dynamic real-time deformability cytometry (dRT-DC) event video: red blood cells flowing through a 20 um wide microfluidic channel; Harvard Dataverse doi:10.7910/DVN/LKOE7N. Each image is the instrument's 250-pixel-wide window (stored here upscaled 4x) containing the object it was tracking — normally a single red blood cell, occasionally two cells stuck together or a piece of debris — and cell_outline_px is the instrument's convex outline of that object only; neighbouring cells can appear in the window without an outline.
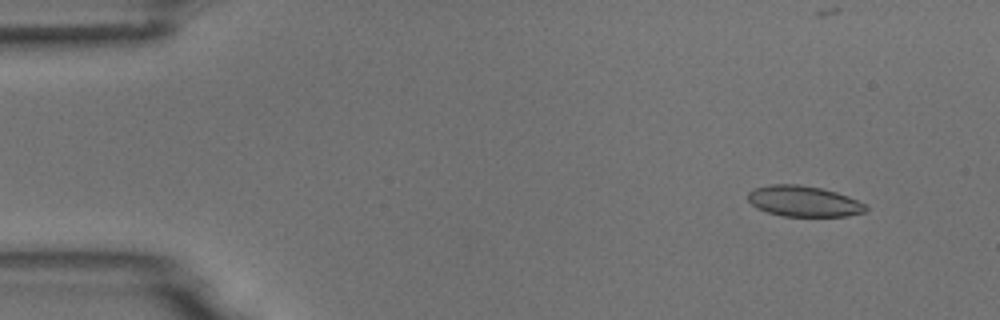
{"species": "common noctule bat (a hibernating species)", "species_latin": "Nyctalus noctula", "temperature_condition": "room temperature", "stored_images_in_passage": 54, "camera_frame_rate_fps": 3000, "um_per_image_px": 0.085, "animal": {"sex": "male", "body_mass_g": 18.8}, "frame": {"image": 1, "passage_image": 5, "time_ms": 1.333, "image_size_px": [1000, 320], "cell_outline_px": [[868, 208], [864, 212], [848, 216], [784, 216], [768, 212], [756, 208], [748, 200], [748, 192], [756, 188], [772, 184], [796, 184], [820, 188], [836, 192], [848, 196], [864, 204]], "centroid_in_image_um": [68.3, 17.11], "position_along_channel_um": 16.7, "area_um2": 20.92}}
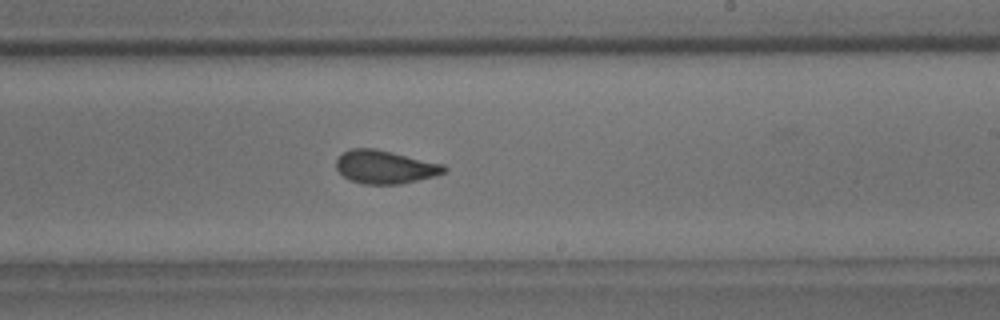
{"frame": {"image": 2, "passage_image": 32, "time_ms": 10.333, "image_size_px": [1000, 320], "cell_outline_px": [[448, 168], [444, 172], [436, 176], [400, 184], [364, 184], [348, 180], [336, 168], [336, 160], [344, 152], [352, 148], [376, 148], [444, 164]], "centroid_in_image_um": [32.74, 14.19], "position_along_channel_um": 256.3, "area_um2": 20.98}}
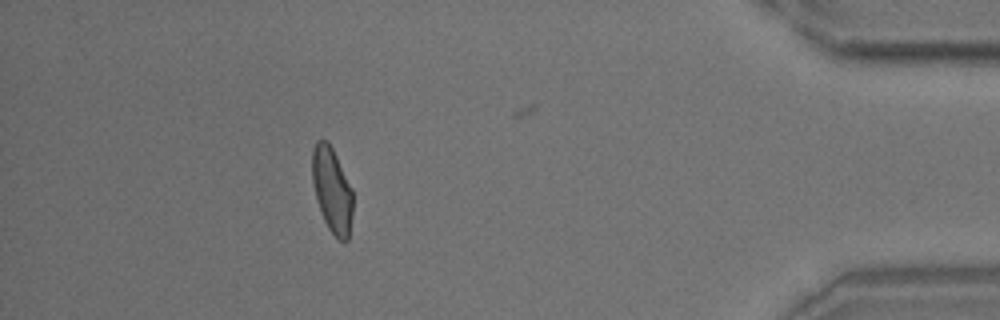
{"frame": {"image": 3, "passage_image": 48, "time_ms": 15.667, "image_size_px": [1000, 320], "cell_outline_px": [[352, 216], [348, 240], [340, 240], [328, 228], [324, 220], [316, 200], [312, 180], [312, 148], [316, 140], [328, 140], [352, 188]], "centroid_in_image_um": [28.2, 16.12], "position_along_channel_um": 407.0, "area_um2": 20.11}, "authors_computed_cell_mechanics": {"area_um2": 21.0392, "velocity_mm_per_s": 3.7632, "shape_relaxation_time_tau1_ms": 5.8143, "shape_relaxation_time_tau2_ms": 1.2121, "deformation_change_tau1": 0.1423, "deformation_change_tau2": 0.0677}}